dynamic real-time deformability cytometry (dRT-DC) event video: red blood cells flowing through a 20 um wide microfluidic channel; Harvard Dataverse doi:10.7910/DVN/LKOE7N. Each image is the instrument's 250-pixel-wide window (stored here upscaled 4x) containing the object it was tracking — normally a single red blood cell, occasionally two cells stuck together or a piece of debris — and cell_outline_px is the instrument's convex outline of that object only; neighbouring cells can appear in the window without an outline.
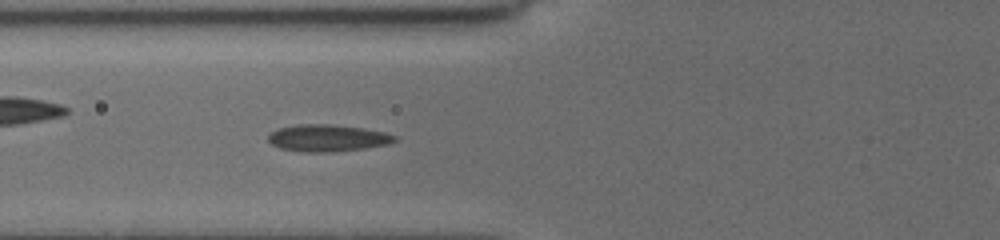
{"species": "common noctule bat (a hibernating species)", "species_latin": "Nyctalus noctula", "temperature_condition": "cold", "stored_images_in_passage": 56, "camera_frame_rate_fps": 3000, "um_per_image_px": 0.085, "animal": {"sex": "female", "body_mass_g": 19.5, "forearm_length_mm": 54.1}, "frame": {"image": 1, "passage_image": 24, "time_ms": 7.667, "image_size_px": [1000, 240], "cell_outline_px": [[396, 140], [388, 144], [364, 148], [332, 152], [300, 152], [280, 148], [272, 144], [268, 140], [268, 136], [276, 128], [296, 124], [332, 124], [364, 128], [384, 132], [396, 136]], "centroid_in_image_um": [27.81, 11.72], "position_along_channel_um": 98.0, "area_um2": 19.94}}
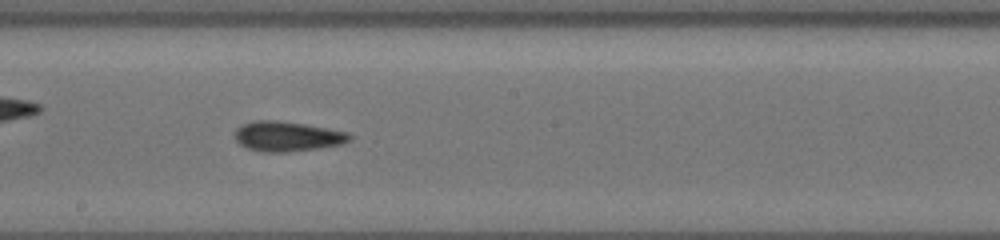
{"frame": {"image": 2, "passage_image": 34, "time_ms": 11.0, "image_size_px": [1000, 240], "cell_outline_px": [[352, 140], [340, 144], [316, 148], [288, 152], [260, 152], [248, 148], [240, 144], [236, 140], [236, 128], [252, 120], [276, 120], [304, 124], [348, 132], [352, 136]], "centroid_in_image_um": [24.41, 11.59], "position_along_channel_um": 223.8, "area_um2": 19.88}}
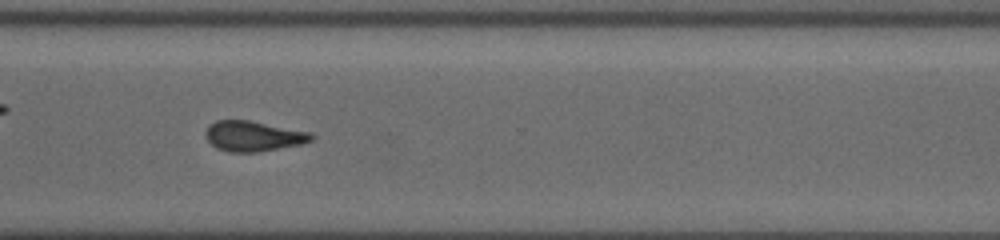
{"frame": {"image": 3, "passage_image": 44, "time_ms": 14.333, "image_size_px": [1000, 240], "cell_outline_px": [[316, 136], [312, 140], [300, 144], [256, 152], [228, 152], [216, 148], [204, 136], [204, 132], [208, 124], [216, 120], [248, 120], [312, 132]], "centroid_in_image_um": [21.5, 11.56], "position_along_channel_um": 349.1, "area_um2": 18.79}}